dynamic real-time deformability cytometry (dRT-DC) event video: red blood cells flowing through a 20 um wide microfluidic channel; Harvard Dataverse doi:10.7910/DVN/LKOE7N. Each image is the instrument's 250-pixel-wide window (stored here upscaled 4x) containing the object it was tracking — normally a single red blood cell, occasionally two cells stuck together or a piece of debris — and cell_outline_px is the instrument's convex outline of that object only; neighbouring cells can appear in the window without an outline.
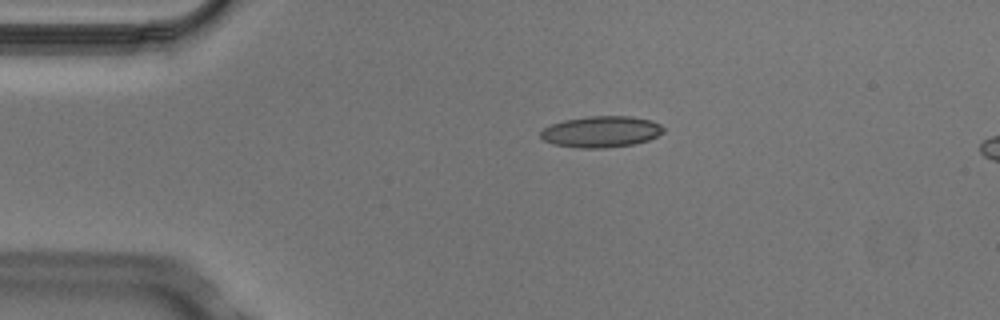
{"species": "Egyptian fruit bat (a non-hibernating species)", "species_latin": "Rousettus aegyptiacus", "temperature_condition": "cold", "stored_images_in_passage": 4, "camera_frame_rate_fps": 3000, "um_per_image_px": 0.085, "animal": {"sex": "male"}, "frame": {"image": 1, "passage_image": 3, "time_ms": 0.667, "image_size_px": [1000, 320], "cell_outline_px": [[664, 132], [648, 140], [636, 144], [604, 148], [580, 148], [556, 144], [544, 140], [540, 136], [540, 132], [544, 128], [552, 124], [564, 120], [592, 116], [632, 116], [652, 120], [660, 124], [664, 128]], "centroid_in_image_um": [51.14, 11.19], "position_along_channel_um": 33.9, "area_um2": 22.31}}